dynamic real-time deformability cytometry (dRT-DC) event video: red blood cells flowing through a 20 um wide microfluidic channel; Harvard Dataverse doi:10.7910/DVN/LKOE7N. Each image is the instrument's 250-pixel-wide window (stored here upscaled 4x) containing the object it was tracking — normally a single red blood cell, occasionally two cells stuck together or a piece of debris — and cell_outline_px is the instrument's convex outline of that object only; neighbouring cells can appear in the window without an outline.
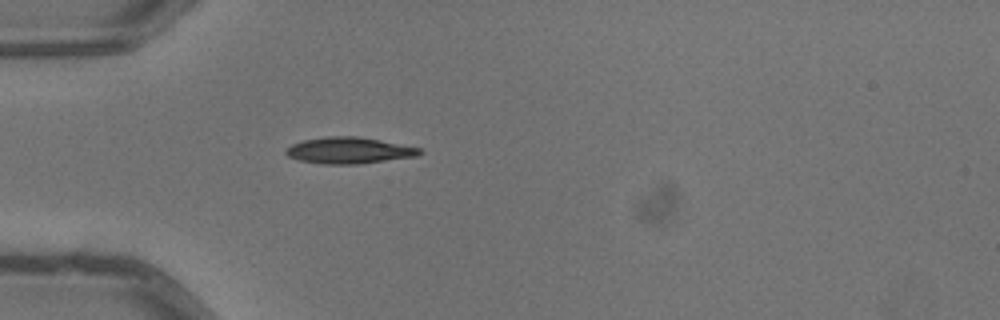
{"species": "common noctule bat (a hibernating species)", "species_latin": "Nyctalus noctula", "temperature_condition": "warm", "stored_images_in_passage": 1, "camera_frame_rate_fps": 3000, "um_per_image_px": 0.085, "animal": {"sex": "male", "body_mass_g": 13.3}, "frame": {"image": 1, "passage_image": 1, "time_ms": 0.0, "image_size_px": [1000, 320], "cell_outline_px": [[424, 152], [416, 156], [360, 164], [320, 164], [300, 160], [288, 156], [284, 152], [292, 144], [304, 140], [324, 136], [360, 136], [420, 148]], "centroid_in_image_um": [29.66, 12.78], "position_along_channel_um": 55.3, "area_um2": 20.52}}